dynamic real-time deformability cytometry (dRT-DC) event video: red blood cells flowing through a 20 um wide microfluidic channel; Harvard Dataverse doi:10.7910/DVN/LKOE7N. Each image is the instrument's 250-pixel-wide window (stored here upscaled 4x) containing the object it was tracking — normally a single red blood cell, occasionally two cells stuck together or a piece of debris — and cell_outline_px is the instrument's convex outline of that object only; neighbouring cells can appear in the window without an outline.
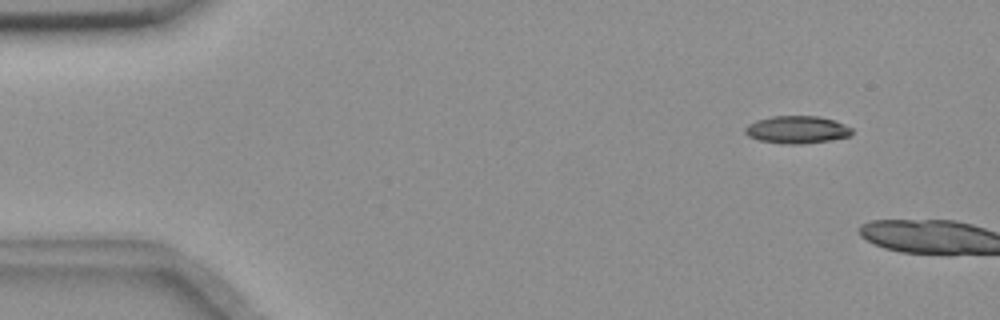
{"species": "common noctule bat (a hibernating species)", "species_latin": "Nyctalus noctula", "temperature_condition": "room temperature", "stored_images_in_passage": 7, "camera_frame_rate_fps": 3000, "um_per_image_px": 0.085, "animal": {"sex": "female", "body_mass_g": 18.4}, "frame": {"image": 1, "passage_image": 5, "time_ms": 1.333, "image_size_px": [1000, 320], "cell_outline_px": [[852, 132], [848, 136], [832, 140], [800, 144], [784, 144], [760, 140], [748, 136], [744, 132], [744, 128], [748, 124], [756, 120], [772, 116], [820, 116], [836, 120], [852, 128]], "centroid_in_image_um": [67.74, 11.01], "position_along_channel_um": 17.3, "area_um2": 17.22}}